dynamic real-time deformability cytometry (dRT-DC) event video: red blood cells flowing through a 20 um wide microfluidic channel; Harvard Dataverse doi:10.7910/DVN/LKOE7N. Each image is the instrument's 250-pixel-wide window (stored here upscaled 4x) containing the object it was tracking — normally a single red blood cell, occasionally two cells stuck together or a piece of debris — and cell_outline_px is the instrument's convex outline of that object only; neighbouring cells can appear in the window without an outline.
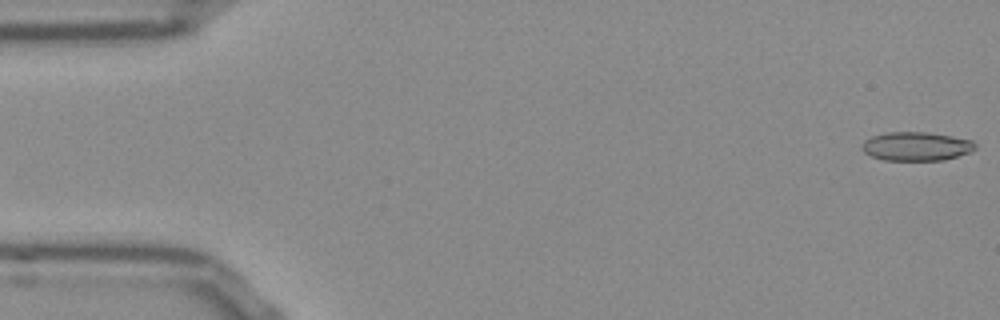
{"species": "Egyptian fruit bat (a non-hibernating species)", "species_latin": "Rousettus aegyptiacus", "temperature_condition": "room temperature", "stored_images_in_passage": 52, "camera_frame_rate_fps": 3000, "um_per_image_px": 0.085, "frame": {"image": 1, "passage_image": 1, "time_ms": 0.0, "image_size_px": [1000, 320], "cell_outline_px": [[976, 148], [968, 152], [944, 160], [884, 160], [872, 156], [864, 152], [864, 140], [872, 136], [884, 132], [928, 132], [952, 136], [972, 140], [976, 144]], "centroid_in_image_um": [77.89, 12.43], "position_along_channel_um": 7.1, "area_um2": 18.84}}
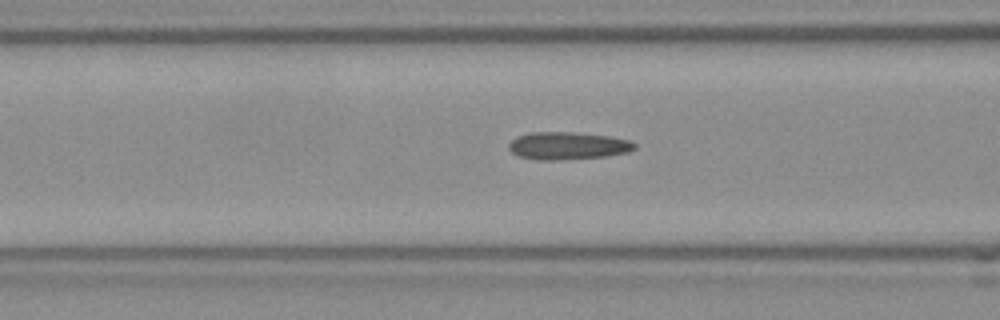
{"frame": {"image": 2, "passage_image": 20, "time_ms": 6.333, "image_size_px": [1000, 320], "cell_outline_px": [[636, 148], [628, 152], [608, 156], [556, 160], [536, 160], [520, 156], [512, 152], [508, 148], [508, 144], [516, 136], [532, 132], [572, 132], [612, 136], [632, 140], [636, 144]], "centroid_in_image_um": [48.29, 12.38], "position_along_channel_um": 118.3, "area_um2": 20.4}}
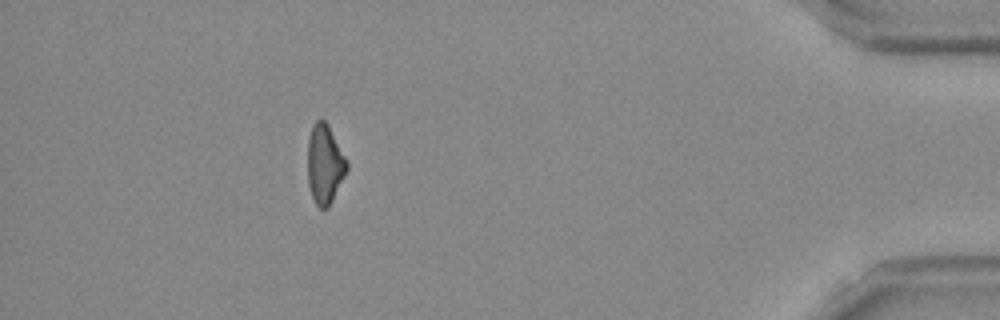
{"frame": {"image": 3, "passage_image": 47, "time_ms": 15.333, "image_size_px": [1000, 320], "cell_outline_px": [[348, 168], [328, 208], [320, 208], [316, 204], [312, 196], [308, 184], [308, 136], [312, 124], [316, 120], [324, 120], [328, 124], [348, 164]], "centroid_in_image_um": [27.58, 13.94], "position_along_channel_um": 407.6, "area_um2": 17.86}, "authors_computed_cell_mechanics": {"area_um2": 19.2474, "velocity_mm_per_s": 3.8533, "shape_relaxation_time_tau1_ms": null, "shape_relaxation_time_tau2_ms": 3.2774, "deformation_change_tau1": null, "deformation_change_tau2": 0.1401}}